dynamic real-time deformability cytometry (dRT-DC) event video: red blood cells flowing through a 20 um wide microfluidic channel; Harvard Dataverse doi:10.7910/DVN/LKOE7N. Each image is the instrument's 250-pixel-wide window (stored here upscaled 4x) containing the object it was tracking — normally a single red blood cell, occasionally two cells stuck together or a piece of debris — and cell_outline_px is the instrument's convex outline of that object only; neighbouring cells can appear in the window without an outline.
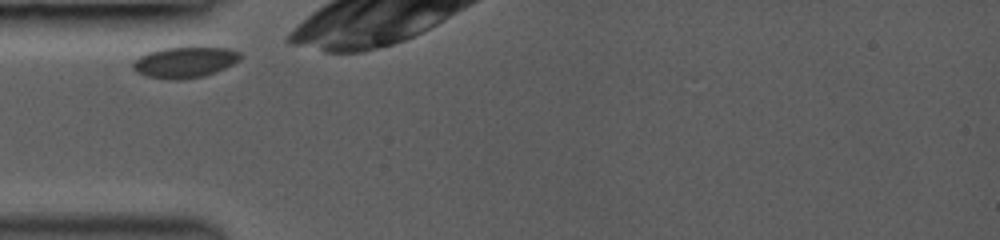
{"species": "common noctule bat (a hibernating species)", "species_latin": "Nyctalus noctula", "temperature_condition": "room temperature", "stored_images_in_passage": 17, "camera_frame_rate_fps": 3000, "um_per_image_px": 0.085, "animal": {"sex": "female", "body_mass_g": 19.0, "forearm_length_mm": 53.3}, "frame": {"image": 1, "passage_image": 1, "time_ms": 0.0, "image_size_px": [1000, 240], "cell_outline_px": [[244, 56], [240, 60], [216, 72], [204, 76], [180, 80], [168, 80], [144, 76], [136, 72], [132, 68], [132, 60], [148, 52], [164, 48], [228, 48], [240, 52]], "centroid_in_image_um": [15.68, 5.31], "position_along_channel_um": 69.3, "area_um2": 19.48}}